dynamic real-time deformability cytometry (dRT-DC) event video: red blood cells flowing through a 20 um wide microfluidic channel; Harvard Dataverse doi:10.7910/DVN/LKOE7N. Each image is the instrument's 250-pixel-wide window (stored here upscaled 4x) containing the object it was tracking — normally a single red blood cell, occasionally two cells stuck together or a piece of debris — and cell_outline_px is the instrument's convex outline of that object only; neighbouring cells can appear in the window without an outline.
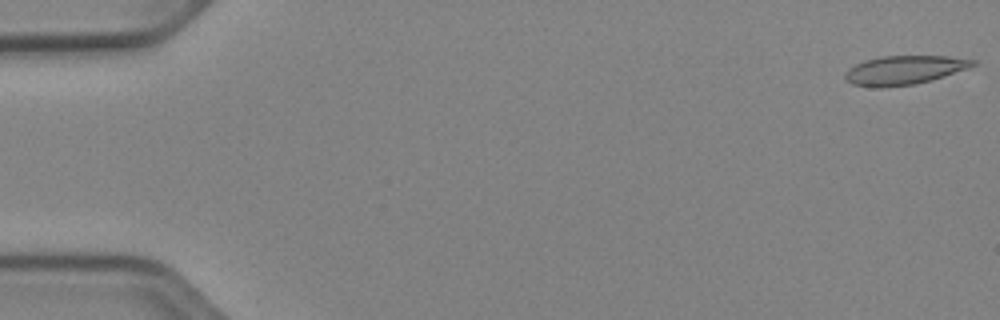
{"species": "Egyptian fruit bat (a non-hibernating species)", "species_latin": "Rousettus aegyptiacus", "temperature_condition": "cold", "stored_images_in_passage": 52, "camera_frame_rate_fps": 3000, "um_per_image_px": 0.085, "animal": {"sex": "female"}, "frame": {"image": 1, "passage_image": 1, "time_ms": 0.0, "image_size_px": [1000, 320], "cell_outline_px": [[976, 64], [968, 68], [932, 80], [916, 84], [880, 88], [852, 84], [844, 80], [844, 72], [848, 68], [864, 60], [880, 56], [948, 56], [976, 60]], "centroid_in_image_um": [76.82, 5.96], "position_along_channel_um": 8.2, "area_um2": 21.68}}
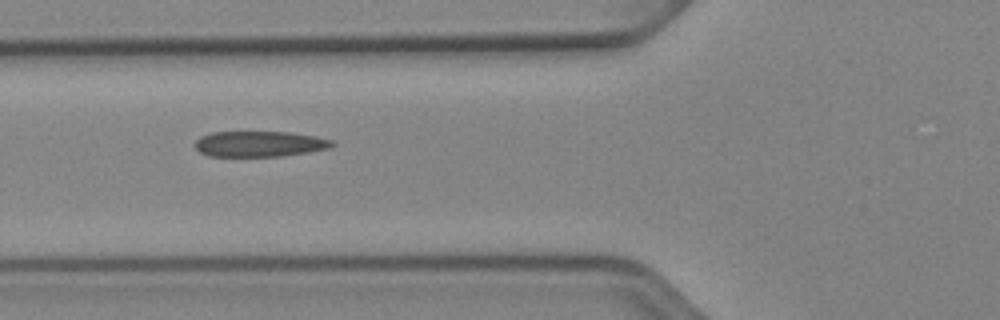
{"frame": {"image": 2, "passage_image": 20, "time_ms": 6.333, "image_size_px": [1000, 320], "cell_outline_px": [[336, 144], [332, 148], [308, 152], [280, 156], [208, 156], [200, 152], [192, 144], [200, 136], [212, 132], [288, 132], [316, 136], [332, 140]], "centroid_in_image_um": [22.06, 12.23], "position_along_channel_um": 103.7, "area_um2": 20.63}}
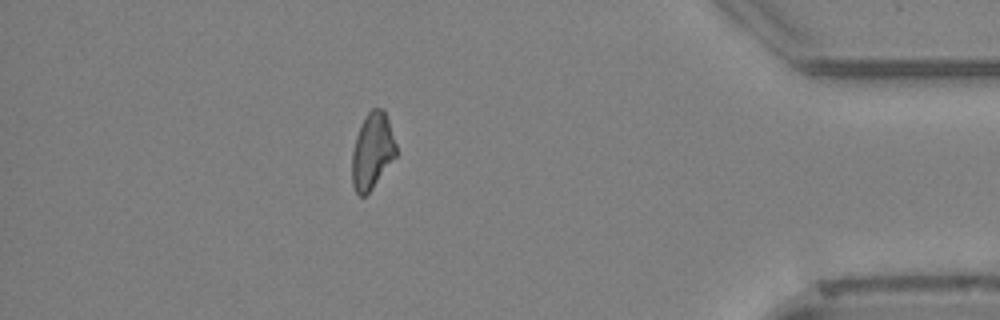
{"frame": {"image": 3, "passage_image": 46, "time_ms": 15.0, "image_size_px": [1000, 320], "cell_outline_px": [[396, 156], [372, 188], [364, 196], [360, 196], [356, 192], [352, 184], [352, 152], [356, 136], [360, 124], [368, 112], [372, 108], [384, 108], [396, 144]], "centroid_in_image_um": [31.63, 12.81], "position_along_channel_um": 403.6, "area_um2": 19.42}}